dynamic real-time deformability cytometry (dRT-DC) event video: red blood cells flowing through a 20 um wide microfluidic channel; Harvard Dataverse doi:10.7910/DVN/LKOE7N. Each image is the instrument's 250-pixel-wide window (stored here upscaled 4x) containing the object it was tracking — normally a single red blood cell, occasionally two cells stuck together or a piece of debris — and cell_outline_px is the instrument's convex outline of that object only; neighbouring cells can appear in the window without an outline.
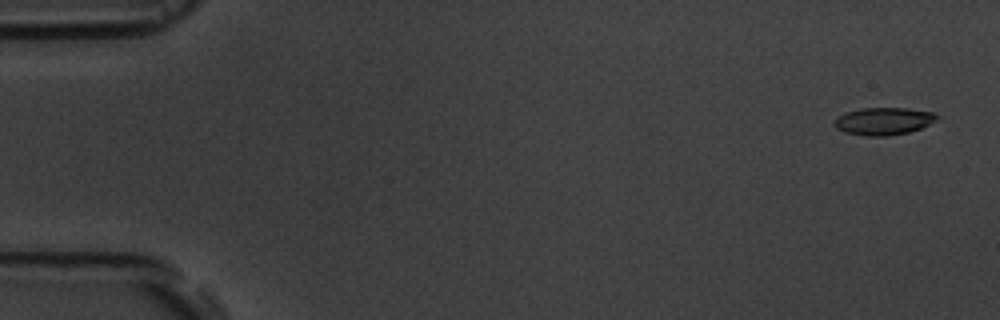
{"species": "common noctule bat (a hibernating species)", "species_latin": "Nyctalus noctula", "temperature_condition": "room temperature", "stored_images_in_passage": 5, "camera_frame_rate_fps": 3000, "um_per_image_px": 0.085, "animal": {"sex": "male", "body_mass_g": 19.5, "forearm_length_mm": 54.6}, "frame": {"image": 1, "passage_image": 1, "time_ms": 0.0, "image_size_px": [1000, 320], "cell_outline_px": [[940, 120], [920, 128], [908, 132], [888, 136], [864, 136], [844, 132], [836, 128], [832, 124], [840, 116], [848, 112], [860, 108], [908, 108], [932, 112], [940, 116]], "centroid_in_image_um": [75.15, 10.3], "position_along_channel_um": 9.9, "area_um2": 16.47}}
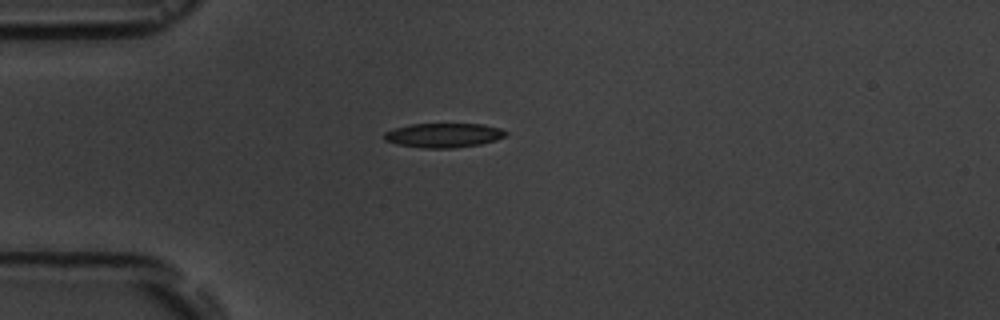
{"frame": {"image": 2, "passage_image": 5, "time_ms": 4.333, "image_size_px": [1000, 320], "cell_outline_px": [[508, 132], [504, 136], [496, 140], [480, 144], [452, 148], [420, 148], [400, 144], [384, 140], [384, 132], [408, 124], [484, 124], [500, 128]], "centroid_in_image_um": [37.71, 11.49], "position_along_channel_um": 47.3, "area_um2": 17.17}}